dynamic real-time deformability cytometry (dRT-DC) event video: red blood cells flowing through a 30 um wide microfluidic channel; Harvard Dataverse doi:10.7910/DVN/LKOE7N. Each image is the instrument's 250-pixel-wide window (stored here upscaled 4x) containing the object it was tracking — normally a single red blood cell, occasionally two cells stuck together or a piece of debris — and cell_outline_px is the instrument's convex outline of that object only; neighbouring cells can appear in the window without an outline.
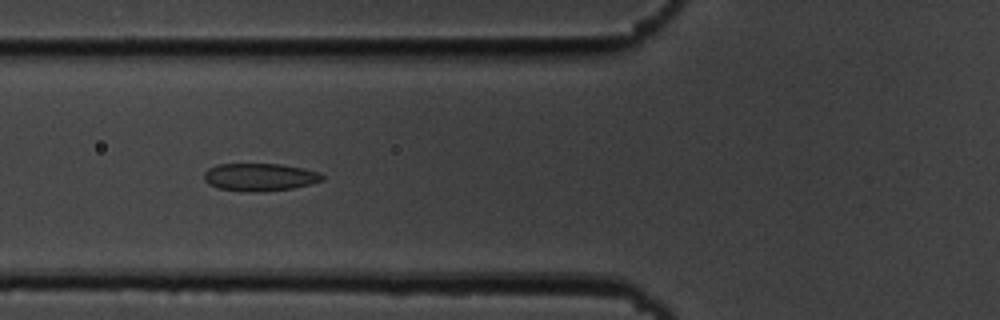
{"species": "common noctule bat (a hibernating species)", "species_latin": "Nyctalus noctula", "temperature_condition": "cold", "stored_images_in_passage": 55, "camera_frame_rate_fps": 3000, "um_per_image_px": 0.085, "animal": {"sex": "male", "body_mass_g": 19.5, "forearm_length_mm": 54.6}, "frame": {"image": 1, "passage_image": 21, "time_ms": 6.667, "image_size_px": [1000, 320], "cell_outline_px": [[324, 180], [312, 184], [292, 188], [260, 192], [252, 192], [220, 188], [208, 184], [204, 180], [204, 172], [208, 168], [216, 164], [280, 164], [304, 168], [320, 172], [324, 176]], "centroid_in_image_um": [22.1, 15.04], "position_along_channel_um": 103.7, "area_um2": 19.19}}
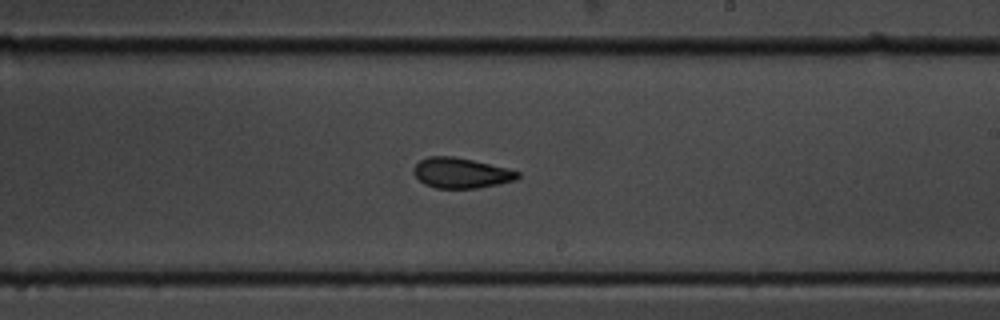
{"frame": {"image": 2, "passage_image": 33, "time_ms": 10.667, "image_size_px": [1000, 320], "cell_outline_px": [[520, 176], [516, 180], [476, 188], [436, 188], [424, 184], [412, 172], [412, 168], [420, 160], [428, 156], [456, 156], [520, 172]], "centroid_in_image_um": [39.14, 14.7], "position_along_channel_um": 249.9, "area_um2": 18.21}}
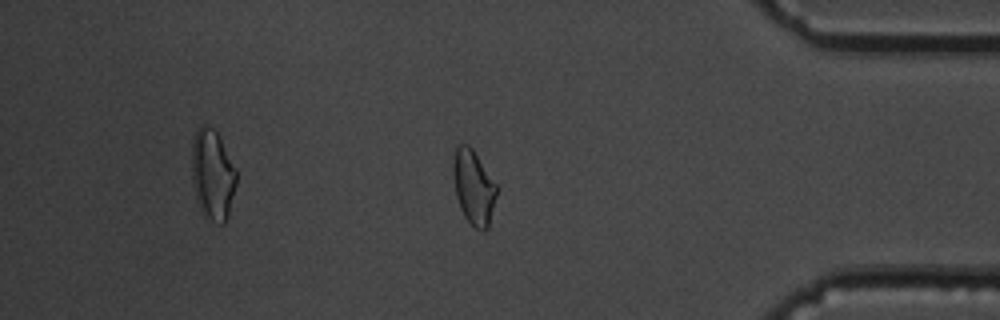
{"frame": {"image": 3, "passage_image": 47, "time_ms": 15.333, "image_size_px": [1000, 320], "cell_outline_px": [[496, 196], [488, 228], [484, 232], [480, 232], [472, 228], [464, 216], [460, 208], [456, 196], [452, 172], [452, 164], [456, 144], [468, 144], [472, 148], [496, 184]], "centroid_in_image_um": [40.23, 15.94], "position_along_channel_um": 395.0, "area_um2": 19.07}, "authors_computed_cell_mechanics": {"area_um2": 19.074, "velocity_mm_per_s": 3.6549, "shape_relaxation_time_tau1_ms": null, "shape_relaxation_time_tau2_ms": 2.6708, "deformation_change_tau1": null, "deformation_change_tau2": 0.0685}}